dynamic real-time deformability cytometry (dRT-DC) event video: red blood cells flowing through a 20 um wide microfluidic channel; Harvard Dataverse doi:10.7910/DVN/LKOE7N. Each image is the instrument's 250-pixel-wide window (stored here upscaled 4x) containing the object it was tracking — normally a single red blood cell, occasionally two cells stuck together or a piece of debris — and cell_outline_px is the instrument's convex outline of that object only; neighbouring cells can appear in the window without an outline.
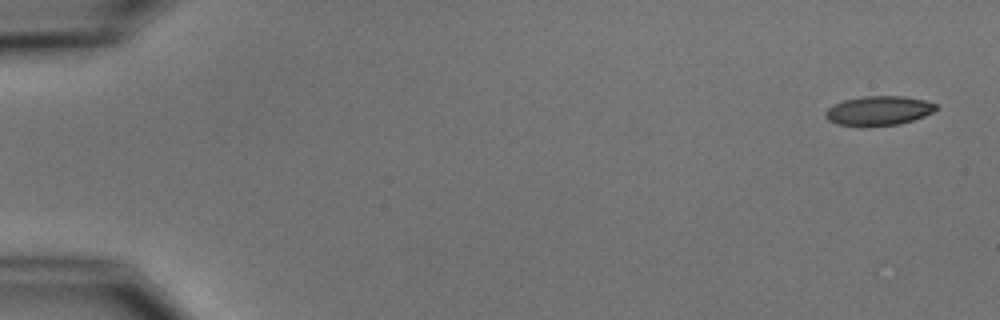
{"species": "common noctule bat (a hibernating species)", "species_latin": "Nyctalus noctula", "temperature_condition": "cold", "stored_images_in_passage": 5, "camera_frame_rate_fps": 3000, "um_per_image_px": 0.085, "animal": {"sex": "male", "body_mass_g": 15.6}, "frame": {"image": 1, "passage_image": 1, "time_ms": 0.0, "image_size_px": [1000, 320], "cell_outline_px": [[936, 108], [932, 112], [924, 116], [900, 124], [836, 124], [828, 120], [824, 116], [824, 112], [828, 108], [844, 100], [864, 96], [904, 96], [924, 100], [936, 104]], "centroid_in_image_um": [74.69, 9.38], "position_along_channel_um": 10.3, "area_um2": 18.26}}
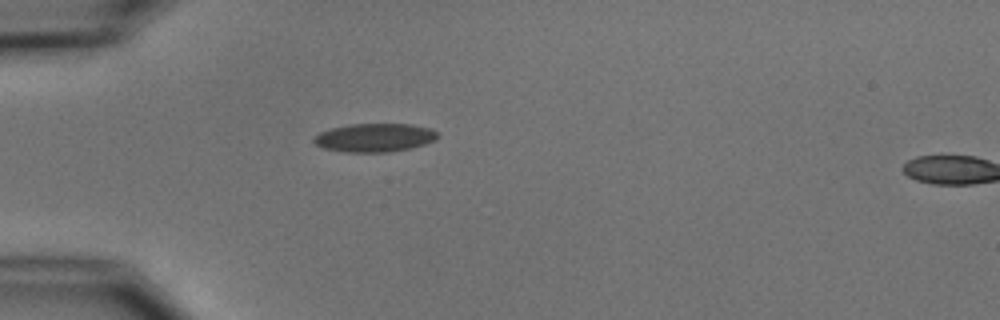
{"frame": {"image": 2, "passage_image": 4, "time_ms": 4.667, "image_size_px": [1000, 320], "cell_outline_px": [[440, 136], [436, 140], [412, 148], [388, 152], [344, 152], [324, 148], [316, 144], [312, 140], [320, 132], [332, 128], [352, 124], [412, 124], [428, 128], [436, 132]], "centroid_in_image_um": [31.87, 11.7], "position_along_channel_um": 53.1, "area_um2": 20.46}}